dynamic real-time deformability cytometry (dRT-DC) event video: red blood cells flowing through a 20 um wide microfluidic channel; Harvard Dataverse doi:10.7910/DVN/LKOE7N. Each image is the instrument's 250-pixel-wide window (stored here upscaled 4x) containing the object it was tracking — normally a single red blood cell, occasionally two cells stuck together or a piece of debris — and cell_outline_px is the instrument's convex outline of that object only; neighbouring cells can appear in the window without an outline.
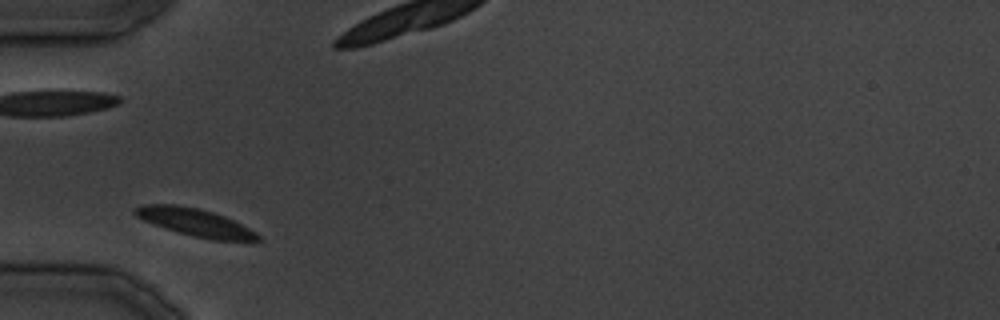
{"species": "common noctule bat (a hibernating species)", "species_latin": "Nyctalus noctula", "temperature_condition": "cold", "stored_images_in_passage": 22, "camera_frame_rate_fps": 3000, "um_per_image_px": 0.085, "animal": {"sex": "male", "body_mass_g": 19.5, "forearm_length_mm": 54.6}, "frame": {"image": 1, "passage_image": 1, "time_ms": 0.0, "image_size_px": [1000, 320], "cell_outline_px": [[260, 240], [212, 240], [164, 228], [144, 220], [136, 216], [132, 212], [132, 208], [140, 204], [176, 204], [200, 208], [224, 216], [256, 232], [260, 236]], "centroid_in_image_um": [16.52, 18.87], "position_along_channel_um": 68.5, "area_um2": 19.54}}